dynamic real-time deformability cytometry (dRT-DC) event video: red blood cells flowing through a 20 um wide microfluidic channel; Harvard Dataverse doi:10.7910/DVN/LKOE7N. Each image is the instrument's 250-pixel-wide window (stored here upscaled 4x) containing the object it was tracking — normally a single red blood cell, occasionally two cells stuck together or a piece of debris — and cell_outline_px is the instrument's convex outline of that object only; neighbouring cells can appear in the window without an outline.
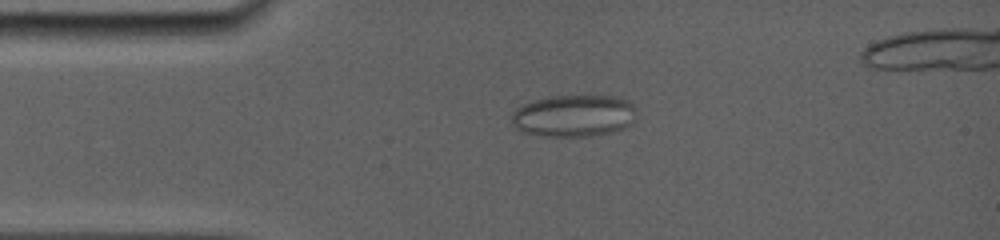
{"species": "common noctule bat (a hibernating species)", "species_latin": "Nyctalus noctula", "temperature_condition": "room temperature", "stored_images_in_passage": 12, "camera_frame_rate_fps": 5000, "um_per_image_px": 0.085, "animal": {"sex": "female", "body_mass_g": 19.0, "forearm_length_mm": 56.7}, "frame": {"image": 1, "passage_image": 7, "time_ms": 3.6, "image_size_px": [1000, 240], "cell_outline_px": [[636, 120], [632, 124], [624, 128], [612, 132], [588, 136], [536, 136], [524, 132], [516, 128], [512, 124], [512, 112], [516, 108], [532, 100], [548, 96], [620, 96], [628, 100], [636, 108]], "centroid_in_image_um": [48.8, 9.84], "position_along_channel_um": 36.2, "area_um2": 31.04}}
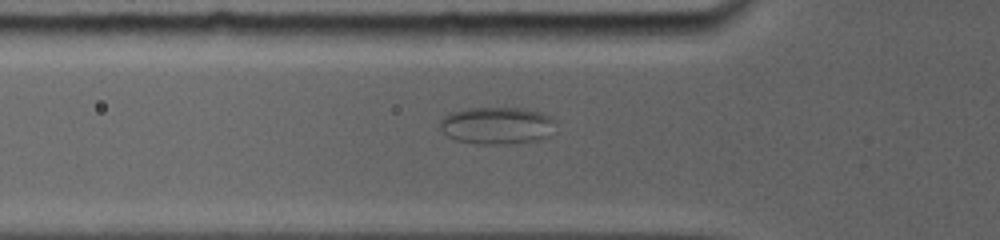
{"frame": {"image": 2, "passage_image": 10, "time_ms": 5.6, "image_size_px": [1000, 240], "cell_outline_px": [[556, 124], [548, 136], [540, 140], [496, 144], [476, 144], [456, 140], [448, 136], [440, 128], [440, 120], [448, 112], [468, 108], [520, 108], [540, 112], [556, 120]], "centroid_in_image_um": [42.22, 10.66], "position_along_channel_um": 83.6, "area_um2": 25.09}}
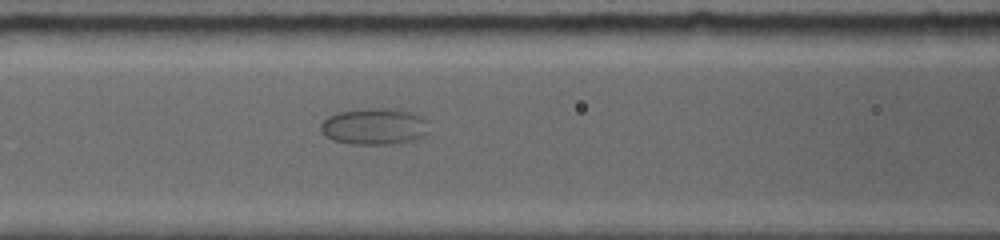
{"frame": {"image": 3, "passage_image": 12, "time_ms": 7.0, "image_size_px": [1000, 240], "cell_outline_px": [[428, 132], [424, 136], [412, 140], [388, 144], [348, 144], [332, 140], [324, 136], [320, 132], [320, 124], [328, 116], [340, 112], [364, 108], [388, 108], [412, 112], [428, 120]], "centroid_in_image_um": [31.8, 10.75], "position_along_channel_um": 134.8, "area_um2": 23.24}}